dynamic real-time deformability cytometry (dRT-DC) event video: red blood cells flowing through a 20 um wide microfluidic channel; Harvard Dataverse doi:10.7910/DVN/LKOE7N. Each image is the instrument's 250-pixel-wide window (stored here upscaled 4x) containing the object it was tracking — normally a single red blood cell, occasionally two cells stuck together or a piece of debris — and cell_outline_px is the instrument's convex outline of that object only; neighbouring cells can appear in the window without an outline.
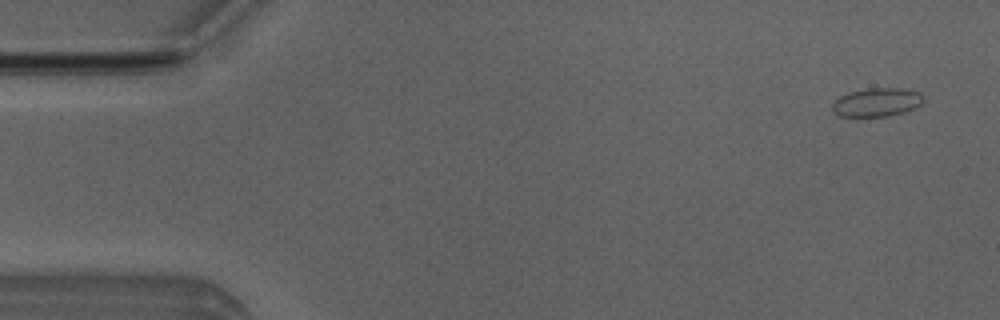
{"species": "Egyptian fruit bat (a non-hibernating species)", "species_latin": "Rousettus aegyptiacus", "temperature_condition": "room temperature", "stored_images_in_passage": 2, "camera_frame_rate_fps": 3000, "um_per_image_px": 0.085, "animal": {"sex": "male"}, "frame": {"image": 1, "passage_image": 1, "time_ms": 0.0, "image_size_px": [1000, 320], "cell_outline_px": [[924, 100], [916, 108], [904, 112], [888, 116], [840, 116], [832, 112], [832, 104], [840, 96], [848, 92], [868, 88], [900, 88], [920, 92], [924, 96]], "centroid_in_image_um": [74.54, 8.69], "position_along_channel_um": 10.5, "area_um2": 15.26}}